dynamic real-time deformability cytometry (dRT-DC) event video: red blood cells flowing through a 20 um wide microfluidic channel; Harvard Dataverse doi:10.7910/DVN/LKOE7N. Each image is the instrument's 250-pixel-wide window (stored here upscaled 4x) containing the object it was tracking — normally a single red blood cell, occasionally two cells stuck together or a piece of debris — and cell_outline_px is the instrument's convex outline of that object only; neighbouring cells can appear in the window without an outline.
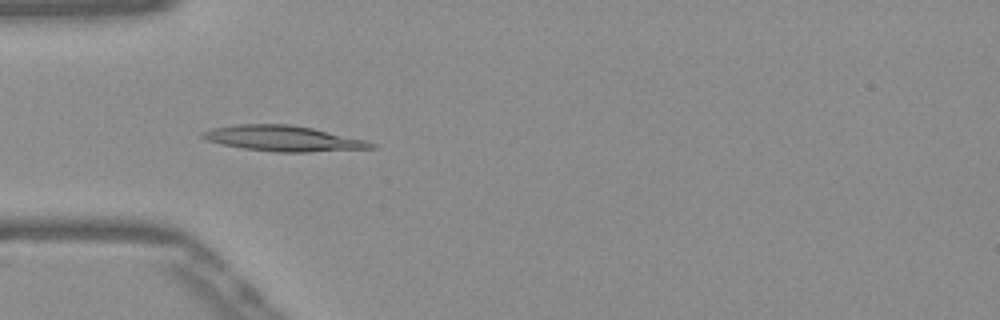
{"species": "Egyptian fruit bat (a non-hibernating species)", "species_latin": "Rousettus aegyptiacus", "temperature_condition": "warm", "stored_images_in_passage": 7, "camera_frame_rate_fps": 3000, "um_per_image_px": 0.085, "frame": {"image": 1, "passage_image": 3, "time_ms": 0.667, "image_size_px": [1000, 320], "cell_outline_px": [[376, 148], [308, 152], [276, 152], [244, 148], [224, 144], [208, 140], [200, 136], [200, 132], [212, 128], [240, 124], [288, 124], [312, 128], [364, 140], [376, 144]], "centroid_in_image_um": [24.07, 11.77], "position_along_channel_um": 60.9, "area_um2": 24.74}}
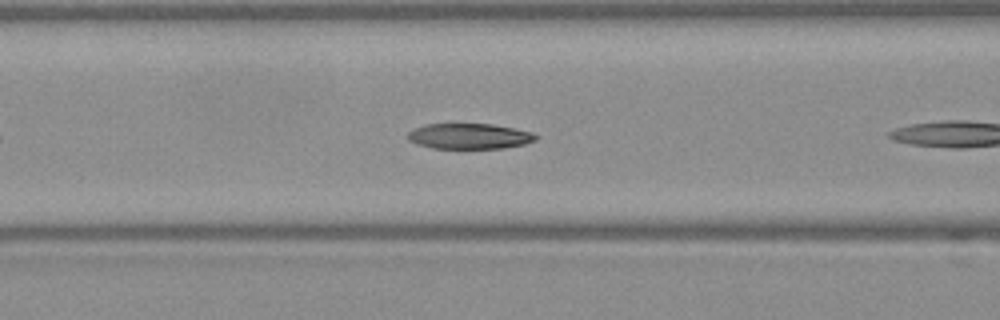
{"frame": {"image": 2, "passage_image": 5, "time_ms": 1.333, "image_size_px": [1000, 320], "cell_outline_px": [[540, 136], [536, 140], [524, 144], [504, 148], [432, 148], [416, 144], [408, 140], [404, 136], [412, 128], [424, 124], [492, 124], [532, 132]], "centroid_in_image_um": [39.84, 11.57], "position_along_channel_um": 126.8, "area_um2": 19.25}}